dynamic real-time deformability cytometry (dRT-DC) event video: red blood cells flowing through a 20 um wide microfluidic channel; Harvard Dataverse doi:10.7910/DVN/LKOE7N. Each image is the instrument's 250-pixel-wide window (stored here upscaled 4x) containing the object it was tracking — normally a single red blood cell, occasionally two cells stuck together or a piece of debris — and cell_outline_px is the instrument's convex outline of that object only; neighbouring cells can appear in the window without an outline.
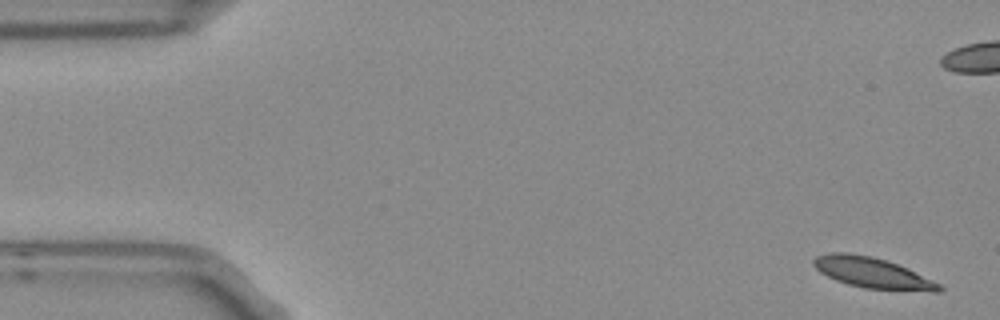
{"species": "Egyptian fruit bat (a non-hibernating species)", "species_latin": "Rousettus aegyptiacus", "temperature_condition": "room temperature", "stored_images_in_passage": 7, "camera_frame_rate_fps": 3000, "um_per_image_px": 0.085, "frame": {"image": 1, "passage_image": 1, "time_ms": 0.0, "image_size_px": [1000, 320], "cell_outline_px": [[944, 288], [940, 292], [932, 292], [864, 288], [848, 284], [836, 280], [820, 272], [812, 264], [812, 260], [816, 256], [832, 252], [848, 252], [872, 256], [888, 260], [908, 268], [940, 284]], "centroid_in_image_um": [74.17, 23.18], "position_along_channel_um": 10.8, "area_um2": 22.6}}
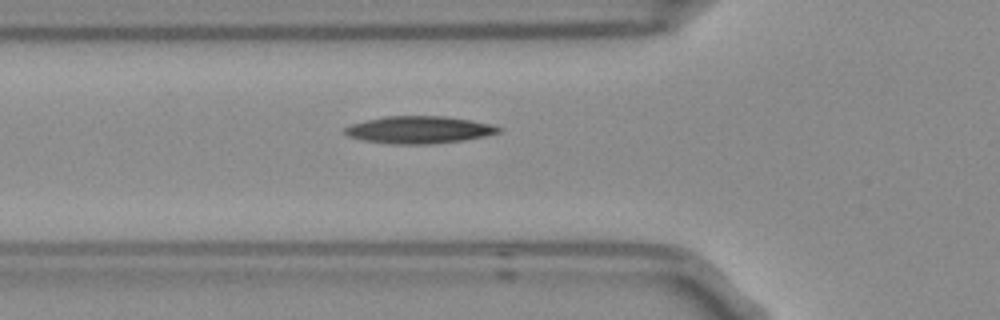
{"frame": {"image": 2, "passage_image": 7, "time_ms": 2.0, "image_size_px": [1000, 320], "cell_outline_px": [[504, 128], [500, 132], [484, 136], [464, 140], [432, 144], [392, 144], [364, 140], [348, 136], [344, 132], [344, 128], [352, 124], [384, 116], [448, 116], [472, 120], [492, 124]], "centroid_in_image_um": [35.67, 11.03], "position_along_channel_um": 90.1, "area_um2": 24.51}}